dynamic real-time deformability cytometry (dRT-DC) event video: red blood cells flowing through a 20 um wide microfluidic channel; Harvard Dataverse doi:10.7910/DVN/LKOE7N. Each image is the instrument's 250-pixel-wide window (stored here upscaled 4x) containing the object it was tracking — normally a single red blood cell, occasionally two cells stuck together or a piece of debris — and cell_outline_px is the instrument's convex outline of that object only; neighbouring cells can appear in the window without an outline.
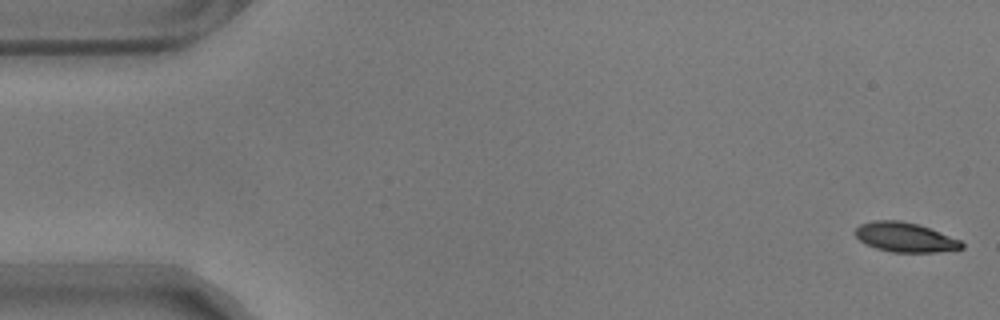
{"species": "common noctule bat (a hibernating species)", "species_latin": "Nyctalus noctula", "temperature_condition": "warm", "stored_images_in_passage": 57, "camera_frame_rate_fps": 3000, "um_per_image_px": 0.085, "animal": {"sex": "male", "body_mass_g": 17.9}, "frame": {"image": 1, "passage_image": 1, "time_ms": 0.0, "image_size_px": [1000, 320], "cell_outline_px": [[964, 248], [936, 252], [892, 252], [876, 248], [860, 240], [852, 232], [860, 224], [872, 220], [900, 220], [916, 224], [928, 228], [960, 240], [964, 244]], "centroid_in_image_um": [76.9, 20.16], "position_along_channel_um": 8.1, "area_um2": 18.15}}
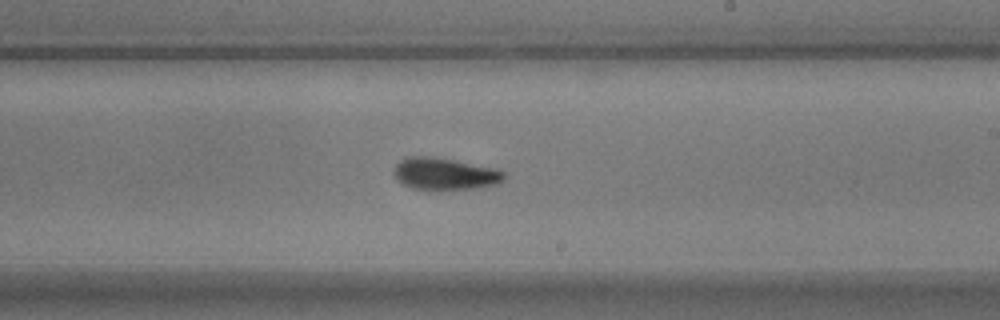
{"frame": {"image": 2, "passage_image": 33, "time_ms": 10.667, "image_size_px": [1000, 320], "cell_outline_px": [[504, 180], [500, 184], [476, 188], [440, 192], [412, 188], [404, 184], [396, 176], [396, 164], [400, 160], [408, 156], [432, 156], [496, 168], [504, 172]], "centroid_in_image_um": [37.86, 14.81], "position_along_channel_um": 251.1, "area_um2": 20.92}}
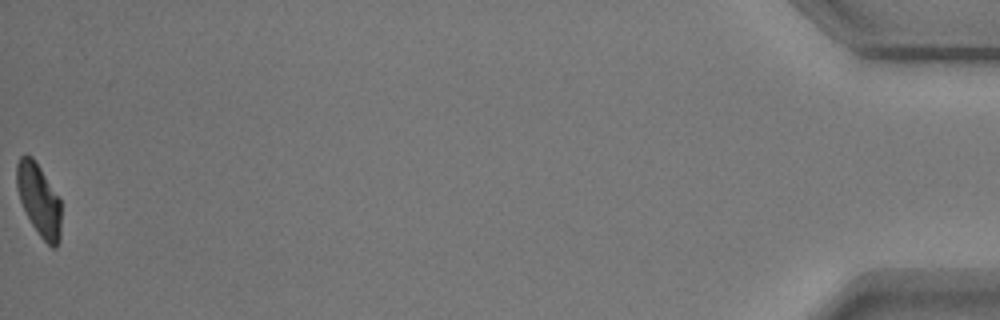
{"frame": {"image": 3, "passage_image": 57, "time_ms": 18.667, "image_size_px": [1000, 320], "cell_outline_px": [[60, 240], [56, 248], [52, 248], [40, 236], [32, 224], [20, 200], [16, 188], [16, 164], [20, 156], [32, 156], [60, 196]], "centroid_in_image_um": [3.32, 16.98], "position_along_channel_um": 431.9, "area_um2": 18.73}, "authors_computed_cell_mechanics": {"area_um2": 19.8254, "velocity_mm_per_s": 3.5286, "shape_relaxation_time_tau1_ms": 3.8546, "shape_relaxation_time_tau2_ms": 2.309, "deformation_change_tau1": 0.1443, "deformation_change_tau2": 0.0819}}